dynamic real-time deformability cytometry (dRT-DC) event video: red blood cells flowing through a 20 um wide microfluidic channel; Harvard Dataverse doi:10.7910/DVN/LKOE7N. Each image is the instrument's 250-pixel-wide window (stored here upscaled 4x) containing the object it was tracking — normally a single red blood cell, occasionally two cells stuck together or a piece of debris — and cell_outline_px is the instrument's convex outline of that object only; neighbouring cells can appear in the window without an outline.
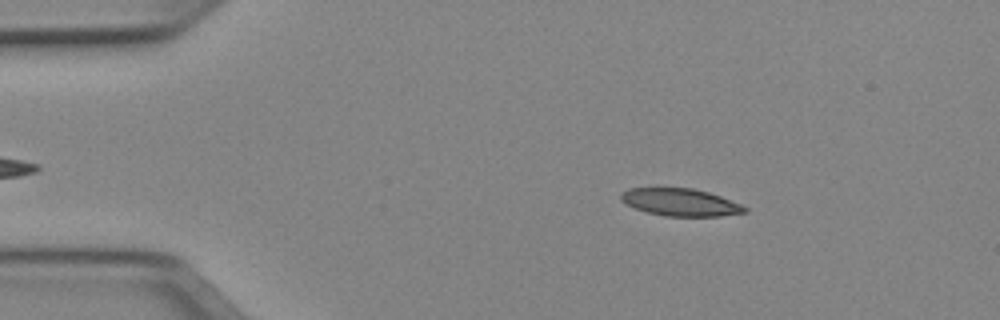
{"species": "Egyptian fruit bat (a non-hibernating species)", "species_latin": "Rousettus aegyptiacus", "temperature_condition": "cold", "stored_images_in_passage": 50, "camera_frame_rate_fps": 3000, "um_per_image_px": 0.085, "animal": {"sex": "female"}, "frame": {"image": 1, "passage_image": 8, "time_ms": 2.333, "image_size_px": [1000, 320], "cell_outline_px": [[748, 212], [720, 216], [664, 216], [648, 212], [636, 208], [620, 200], [620, 192], [628, 188], [692, 188], [708, 192], [720, 196], [740, 204], [748, 208]], "centroid_in_image_um": [57.83, 17.19], "position_along_channel_um": 27.2, "area_um2": 19.71}}
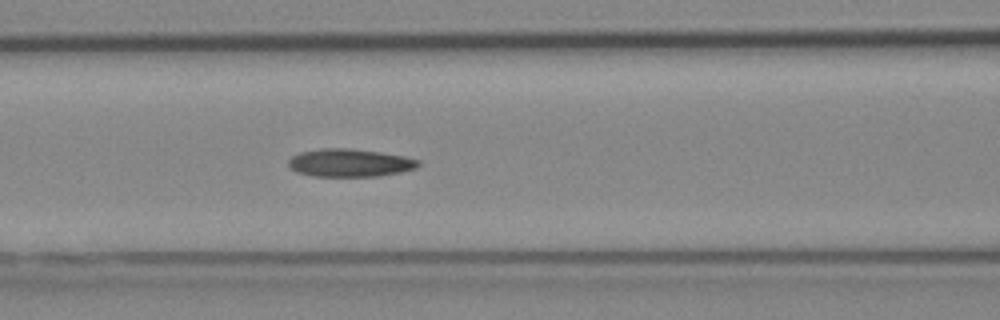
{"frame": {"image": 2, "passage_image": 21, "time_ms": 6.667, "image_size_px": [1000, 320], "cell_outline_px": [[420, 164], [416, 168], [400, 172], [376, 176], [312, 176], [296, 172], [288, 164], [288, 160], [292, 156], [300, 152], [320, 148], [352, 148], [380, 152], [404, 156], [420, 160]], "centroid_in_image_um": [29.72, 13.83], "position_along_channel_um": 136.9, "area_um2": 21.15}}
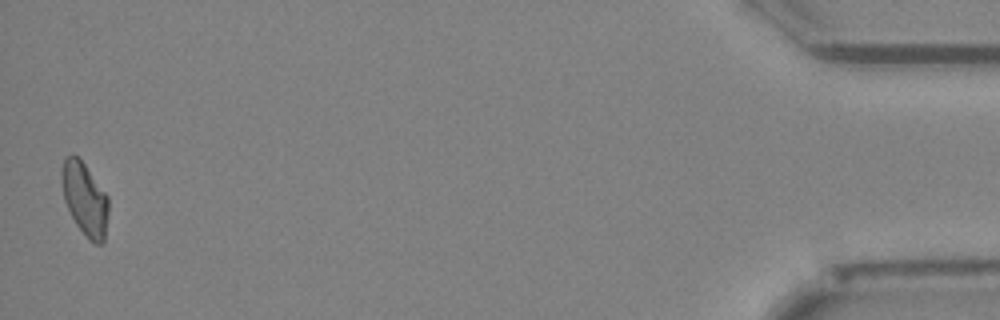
{"frame": {"image": 3, "passage_image": 50, "time_ms": 16.333, "image_size_px": [1000, 320], "cell_outline_px": [[108, 212], [104, 244], [96, 244], [88, 240], [76, 224], [64, 200], [60, 180], [60, 172], [64, 156], [72, 152], [84, 164], [108, 196]], "centroid_in_image_um": [7.18, 16.9], "position_along_channel_um": 428.0, "area_um2": 20.11}, "authors_computed_cell_mechanics": {"area_um2": 20.6057, "velocity_mm_per_s": 3.9547, "shape_relaxation_time_tau1_ms": 9.0575, "shape_relaxation_time_tau2_ms": 4.0835, "deformation_change_tau1": 0.2044, "deformation_change_tau2": 0.113}}